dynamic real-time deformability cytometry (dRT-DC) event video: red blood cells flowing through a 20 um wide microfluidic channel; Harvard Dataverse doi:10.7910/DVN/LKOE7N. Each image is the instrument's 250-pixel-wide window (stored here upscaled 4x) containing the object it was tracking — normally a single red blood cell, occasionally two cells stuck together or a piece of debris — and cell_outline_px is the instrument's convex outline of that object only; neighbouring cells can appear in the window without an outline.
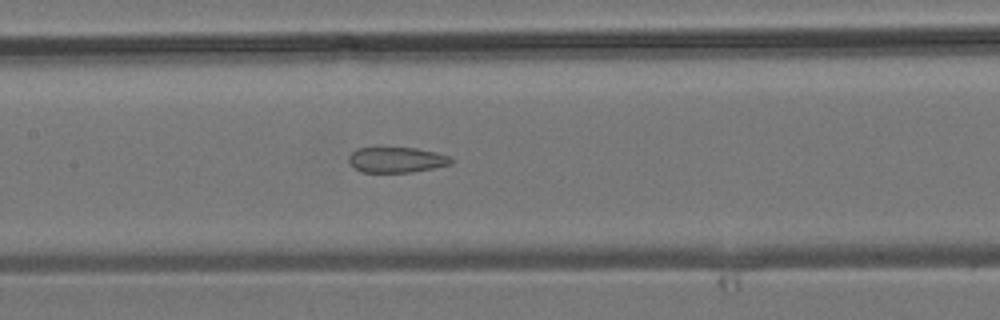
{"species": "common noctule bat (a hibernating species)", "species_latin": "Nyctalus noctula", "temperature_condition": "room temperature", "stored_images_in_passage": 43, "segment_of_instrument_passage": [2, 2], "camera_frame_rate_fps": 3000, "um_per_image_px": 0.085, "animal": {"sex": "male", "body_mass_g": 19.2, "forearm_length_mm": 51.8}, "frame": {"image": 1, "passage_image": 21, "time_ms": 6.667, "image_size_px": [1000, 320], "cell_outline_px": [[456, 160], [452, 164], [412, 172], [360, 172], [348, 160], [348, 156], [356, 148], [380, 144], [416, 148], [436, 152], [448, 156]], "centroid_in_image_um": [33.67, 13.52], "position_along_channel_um": 173.7, "area_um2": 16.01}}
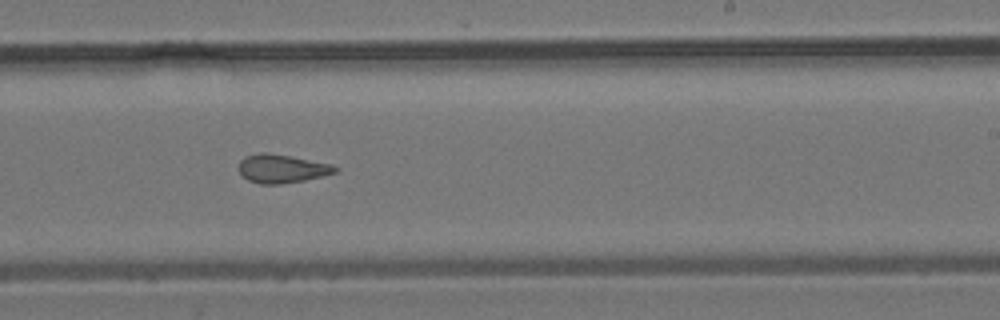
{"frame": {"image": 2, "passage_image": 27, "time_ms": 8.667, "image_size_px": [1000, 320], "cell_outline_px": [[340, 168], [336, 172], [324, 176], [304, 180], [280, 184], [260, 184], [248, 180], [236, 168], [240, 160], [244, 156], [260, 152], [264, 152], [292, 156], [332, 164]], "centroid_in_image_um": [23.95, 14.32], "position_along_channel_um": 265.1, "area_um2": 16.24}}
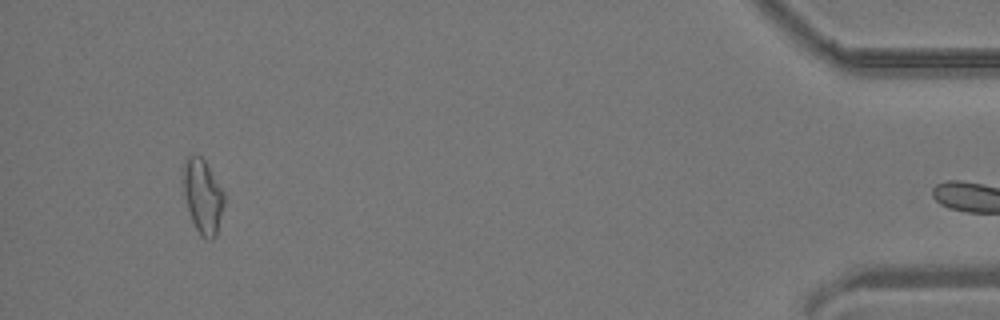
{"frame": {"image": 3, "passage_image": 42, "time_ms": 13.667, "image_size_px": [1000, 320], "cell_outline_px": [[224, 204], [216, 236], [212, 240], [208, 240], [200, 236], [192, 220], [188, 208], [184, 192], [184, 160], [188, 156], [200, 156], [204, 160], [224, 192]], "centroid_in_image_um": [17.25, 16.72], "position_along_channel_um": 417.9, "area_um2": 17.34}}